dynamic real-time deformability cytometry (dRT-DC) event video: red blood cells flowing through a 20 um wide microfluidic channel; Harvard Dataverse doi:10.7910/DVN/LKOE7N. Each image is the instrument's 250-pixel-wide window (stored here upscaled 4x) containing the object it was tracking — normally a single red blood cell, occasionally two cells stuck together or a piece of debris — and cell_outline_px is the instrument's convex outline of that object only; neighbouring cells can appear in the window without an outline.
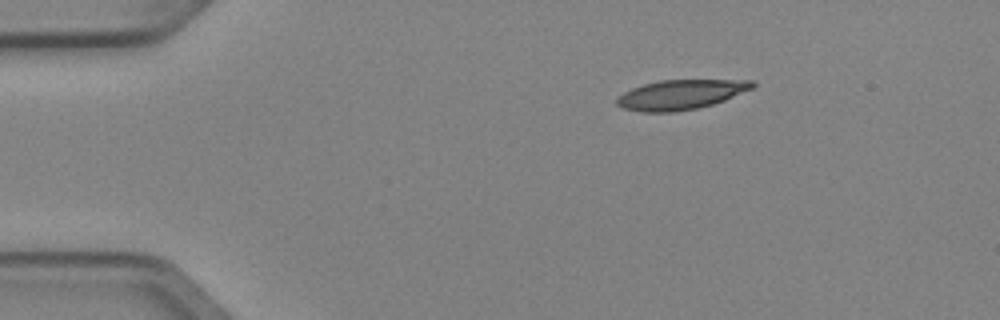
{"species": "Egyptian fruit bat (a non-hibernating species)", "species_latin": "Rousettus aegyptiacus", "temperature_condition": "cold", "stored_images_in_passage": 4, "segment_of_instrument_passage": [1, 2], "camera_frame_rate_fps": 3000, "um_per_image_px": 0.085, "animal": {"sex": "female"}, "frame": {"image": 1, "passage_image": 1, "time_ms": 0.0, "image_size_px": [1000, 320], "cell_outline_px": [[756, 84], [752, 88], [724, 100], [712, 104], [696, 108], [672, 112], [644, 112], [624, 108], [616, 104], [616, 100], [624, 92], [632, 88], [644, 84], [660, 80], [752, 80]], "centroid_in_image_um": [57.85, 8.03], "position_along_channel_um": 27.1, "area_um2": 23.12}}
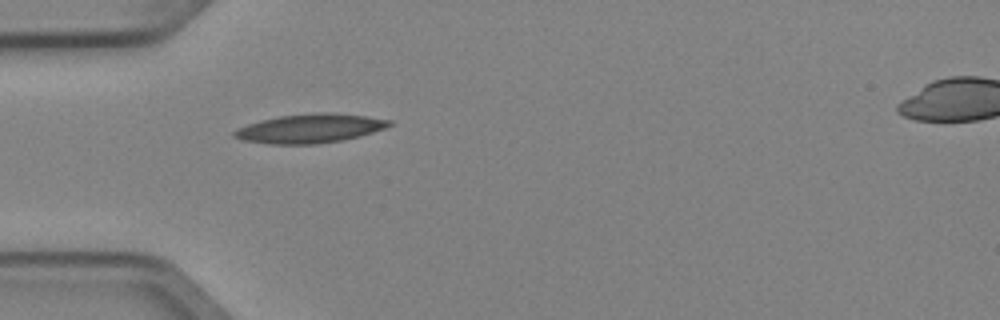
{"frame": {"image": 2, "passage_image": 3, "time_ms": 0.667, "image_size_px": [1000, 320], "cell_outline_px": [[392, 124], [384, 128], [360, 136], [344, 140], [316, 144], [268, 144], [244, 140], [232, 136], [232, 132], [236, 128], [260, 120], [280, 116], [312, 112], [332, 112], [368, 116], [392, 120]], "centroid_in_image_um": [26.34, 10.91], "position_along_channel_um": 58.7, "area_um2": 26.41}}